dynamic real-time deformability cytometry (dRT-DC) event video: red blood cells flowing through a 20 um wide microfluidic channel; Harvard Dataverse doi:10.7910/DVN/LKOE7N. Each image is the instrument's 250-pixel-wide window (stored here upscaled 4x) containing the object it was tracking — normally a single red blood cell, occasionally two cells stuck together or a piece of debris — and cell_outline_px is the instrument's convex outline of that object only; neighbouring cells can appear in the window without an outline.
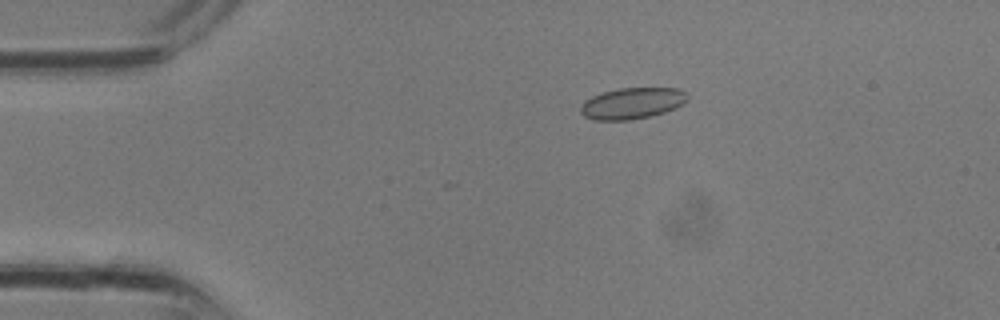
{"species": "common noctule bat (a hibernating species)", "species_latin": "Nyctalus noctula", "temperature_condition": "room temperature", "stored_images_in_passage": 11, "camera_frame_rate_fps": 3000, "um_per_image_px": 0.085, "animal": {"sex": "male", "body_mass_g": 13.3}, "frame": {"image": 1, "passage_image": 2, "time_ms": 0.333, "image_size_px": [1000, 320], "cell_outline_px": [[688, 100], [684, 104], [676, 108], [652, 116], [628, 120], [596, 120], [584, 116], [580, 112], [580, 108], [584, 100], [592, 96], [604, 92], [620, 88], [680, 88], [688, 96]], "centroid_in_image_um": [53.75, 8.78], "position_along_channel_um": 31.2, "area_um2": 19.54}}
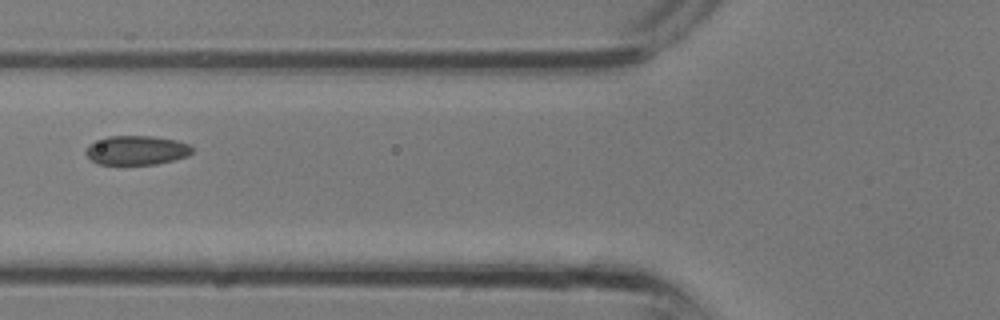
{"frame": {"image": 2, "passage_image": 8, "time_ms": 2.333, "image_size_px": [1000, 320], "cell_outline_px": [[192, 152], [188, 156], [156, 164], [100, 164], [92, 160], [84, 152], [88, 144], [96, 140], [108, 136], [152, 136], [176, 140], [188, 144], [192, 148]], "centroid_in_image_um": [11.58, 12.76], "position_along_channel_um": 114.2, "area_um2": 18.03}}
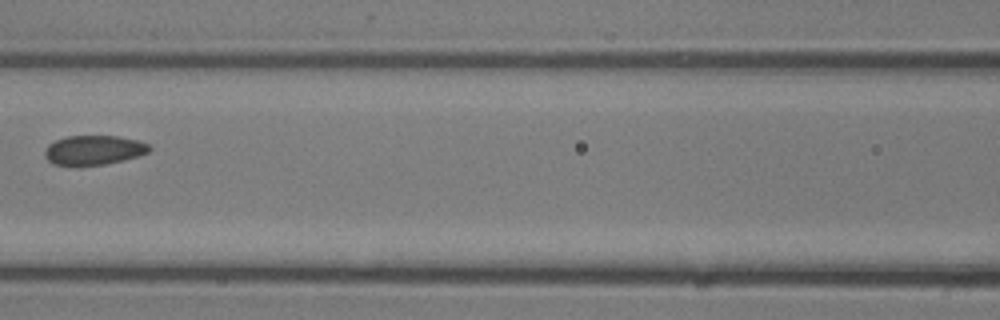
{"frame": {"image": 3, "passage_image": 10, "time_ms": 3.0, "image_size_px": [1000, 320], "cell_outline_px": [[152, 148], [148, 152], [136, 156], [104, 164], [52, 164], [44, 156], [44, 152], [48, 144], [56, 140], [68, 136], [116, 136], [136, 140], [148, 144]], "centroid_in_image_um": [7.94, 12.73], "position_along_channel_um": 158.7, "area_um2": 17.46}}